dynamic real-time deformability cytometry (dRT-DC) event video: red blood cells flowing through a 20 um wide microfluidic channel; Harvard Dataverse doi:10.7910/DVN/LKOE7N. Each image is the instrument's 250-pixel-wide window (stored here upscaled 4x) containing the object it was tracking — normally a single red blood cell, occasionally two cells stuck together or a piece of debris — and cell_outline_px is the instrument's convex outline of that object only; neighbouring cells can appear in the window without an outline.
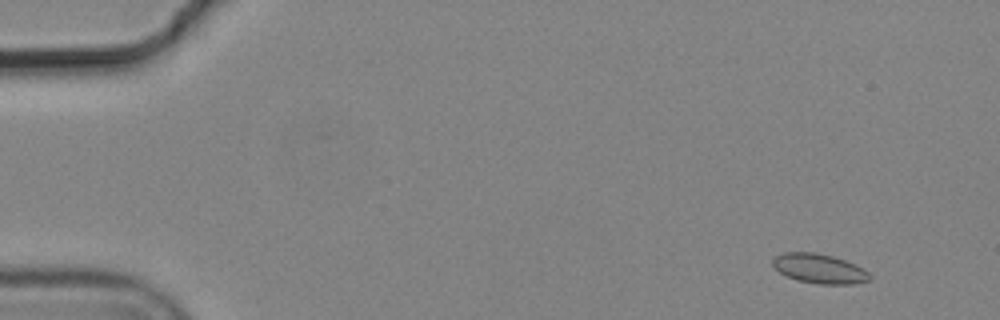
{"species": "common noctule bat (a hibernating species)", "species_latin": "Nyctalus noctula", "temperature_condition": "cold", "stored_images_in_passage": 4, "camera_frame_rate_fps": 3000, "um_per_image_px": 0.085, "animal": {"sex": "male", "body_mass_g": 19.2, "forearm_length_mm": 51.8}, "frame": {"image": 1, "passage_image": 1, "time_ms": 0.0, "image_size_px": [1000, 320], "cell_outline_px": [[872, 276], [868, 280], [852, 284], [820, 284], [796, 280], [780, 272], [772, 264], [772, 260], [776, 256], [784, 252], [816, 252], [832, 256], [844, 260], [864, 268]], "centroid_in_image_um": [69.65, 22.83], "position_along_channel_um": 15.4, "area_um2": 16.59}}
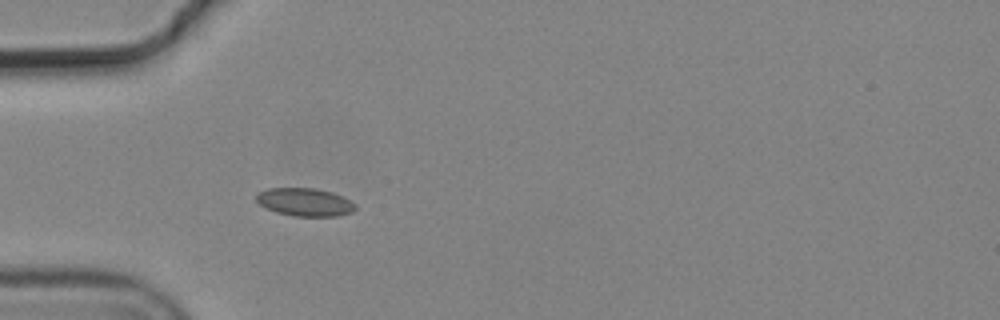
{"frame": {"image": 2, "passage_image": 4, "time_ms": 1.0, "image_size_px": [1000, 320], "cell_outline_px": [[356, 208], [352, 212], [336, 216], [292, 216], [276, 212], [260, 204], [256, 200], [256, 196], [260, 192], [268, 188], [316, 188], [332, 192], [356, 204]], "centroid_in_image_um": [25.92, 17.18], "position_along_channel_um": 59.1, "area_um2": 16.01}}